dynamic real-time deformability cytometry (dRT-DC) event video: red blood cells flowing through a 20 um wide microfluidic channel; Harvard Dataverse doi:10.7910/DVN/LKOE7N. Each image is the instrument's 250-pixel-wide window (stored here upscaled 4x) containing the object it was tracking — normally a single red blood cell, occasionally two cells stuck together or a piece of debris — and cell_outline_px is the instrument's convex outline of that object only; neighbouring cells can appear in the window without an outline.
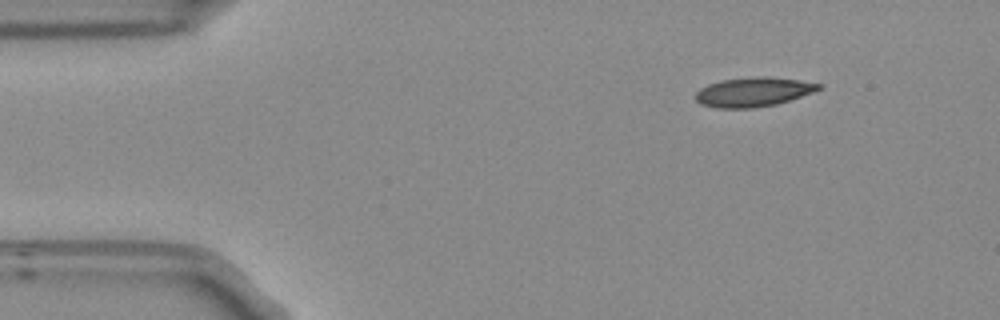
{"species": "Egyptian fruit bat (a non-hibernating species)", "species_latin": "Rousettus aegyptiacus", "temperature_condition": "room temperature", "stored_images_in_passage": 47, "camera_frame_rate_fps": 3000, "um_per_image_px": 0.085, "frame": {"image": 1, "passage_image": 1, "time_ms": 0.0, "image_size_px": [1000, 320], "cell_outline_px": [[820, 88], [812, 92], [776, 104], [752, 108], [716, 108], [700, 104], [696, 100], [696, 92], [700, 88], [708, 84], [720, 80], [760, 76], [764, 76], [796, 80], [820, 84]], "centroid_in_image_um": [63.95, 7.82], "position_along_channel_um": 21.1, "area_um2": 20.69}}
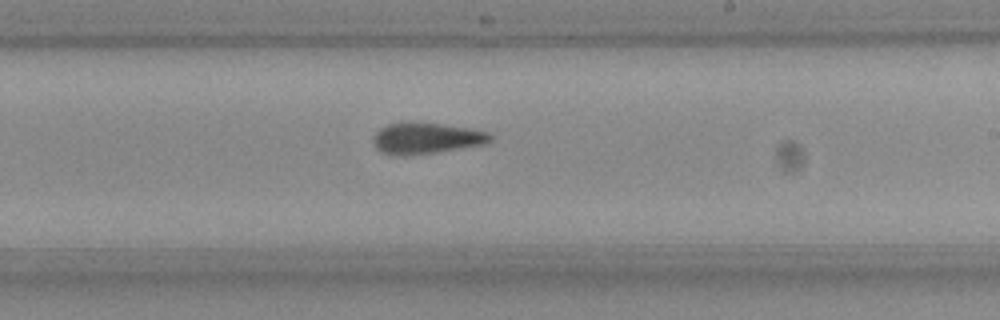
{"frame": {"image": 2, "passage_image": 25, "time_ms": 8.0, "image_size_px": [1000, 320], "cell_outline_px": [[492, 140], [484, 144], [436, 152], [400, 156], [396, 156], [384, 152], [376, 148], [376, 132], [380, 128], [388, 124], [404, 120], [420, 120], [472, 128], [488, 132], [492, 136]], "centroid_in_image_um": [36.26, 11.7], "position_along_channel_um": 252.7, "area_um2": 21.62}}
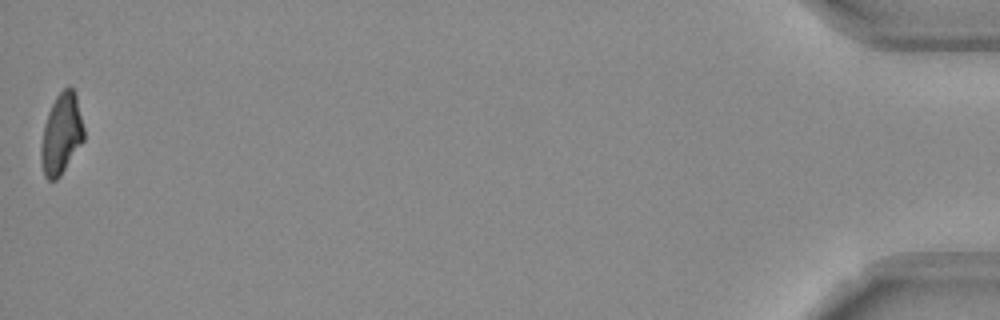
{"frame": {"image": 3, "passage_image": 47, "time_ms": 15.333, "image_size_px": [1000, 320], "cell_outline_px": [[84, 140], [60, 176], [56, 180], [48, 180], [44, 176], [40, 160], [40, 148], [44, 124], [48, 112], [56, 96], [64, 88], [72, 88], [76, 92], [84, 128]], "centroid_in_image_um": [5.21, 11.4], "position_along_channel_um": 430.0, "area_um2": 20.23}, "authors_computed_cell_mechanics": {"area_um2": 21.0392, "velocity_mm_per_s": 3.8117, "shape_relaxation_time_tau1_ms": null, "shape_relaxation_time_tau2_ms": 3.8619, "deformation_change_tau1": null, "deformation_change_tau2": 0.1077}}